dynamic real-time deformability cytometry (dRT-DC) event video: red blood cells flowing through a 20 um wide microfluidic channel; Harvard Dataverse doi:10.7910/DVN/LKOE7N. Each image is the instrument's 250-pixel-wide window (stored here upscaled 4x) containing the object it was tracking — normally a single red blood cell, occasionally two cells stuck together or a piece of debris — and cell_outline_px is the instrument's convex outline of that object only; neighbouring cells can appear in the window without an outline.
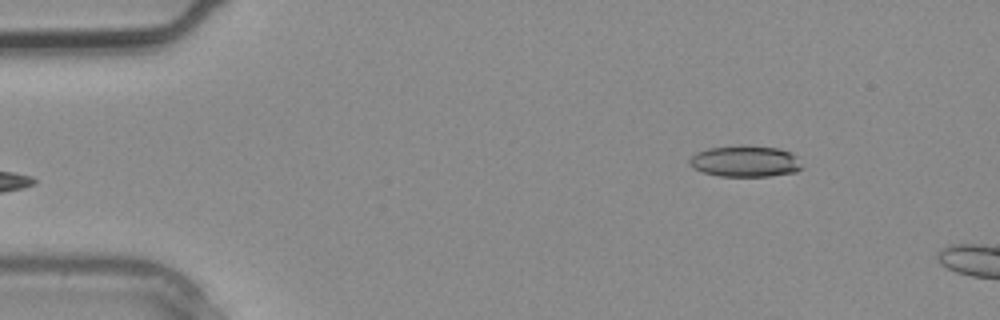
{"species": "common noctule bat (a hibernating species)", "species_latin": "Nyctalus noctula", "temperature_condition": "warm", "stored_images_in_passage": 3, "camera_frame_rate_fps": 3000, "um_per_image_px": 0.085, "animal": {"sex": "male", "body_mass_g": 20.4}, "frame": {"image": 1, "passage_image": 3, "time_ms": 0.667, "image_size_px": [1000, 320], "cell_outline_px": [[804, 168], [796, 172], [772, 176], [720, 176], [704, 172], [692, 168], [688, 160], [696, 152], [708, 148], [744, 144], [780, 148], [792, 152], [796, 156]], "centroid_in_image_um": [63.37, 13.69], "position_along_channel_um": 21.6, "area_um2": 20.92}}